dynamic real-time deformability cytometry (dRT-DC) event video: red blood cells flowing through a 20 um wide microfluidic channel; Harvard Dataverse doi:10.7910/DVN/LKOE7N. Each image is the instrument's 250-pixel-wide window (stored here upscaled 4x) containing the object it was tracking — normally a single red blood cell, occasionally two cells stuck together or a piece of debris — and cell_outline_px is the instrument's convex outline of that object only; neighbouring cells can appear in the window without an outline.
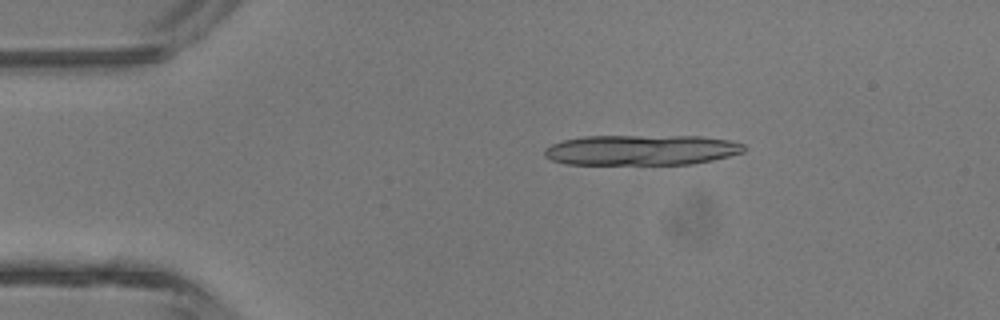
{"species": "common noctule bat (a hibernating species)", "species_latin": "Nyctalus noctula", "temperature_condition": "room temperature", "stored_images_in_passage": 4, "camera_frame_rate_fps": 3000, "um_per_image_px": 0.085, "animal": {"sex": "male", "body_mass_g": 13.3}, "frame": {"image": 1, "passage_image": 1, "time_ms": 0.0, "image_size_px": [1000, 320], "cell_outline_px": [[748, 148], [744, 152], [712, 160], [692, 164], [564, 164], [552, 160], [544, 156], [544, 148], [552, 144], [564, 140], [584, 136], [700, 136], [732, 140], [744, 144]], "centroid_in_image_um": [54.55, 12.75], "position_along_channel_um": 30.5, "area_um2": 35.55}}
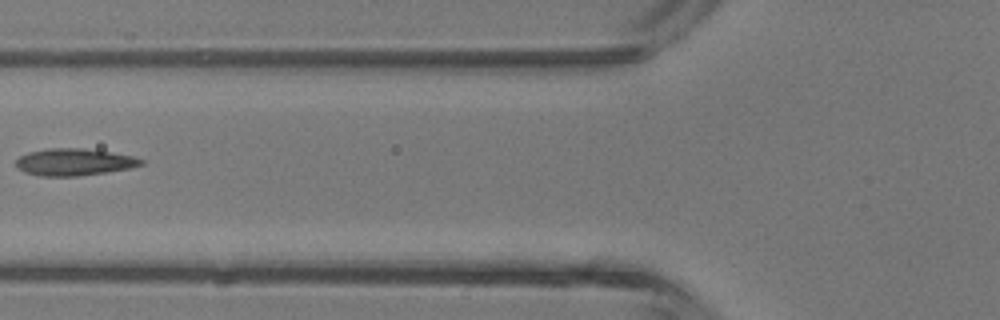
{"frame": {"image": 2, "passage_image": 4, "time_ms": 3.333, "image_size_px": [1000, 320], "cell_outline_px": [[144, 164], [128, 168], [104, 172], [76, 176], [40, 176], [24, 172], [16, 168], [16, 160], [20, 156], [28, 152], [48, 148], [84, 148], [112, 152], [132, 156], [144, 160]], "centroid_in_image_um": [6.26, 13.77], "position_along_channel_um": 119.5, "area_um2": 19.65}}